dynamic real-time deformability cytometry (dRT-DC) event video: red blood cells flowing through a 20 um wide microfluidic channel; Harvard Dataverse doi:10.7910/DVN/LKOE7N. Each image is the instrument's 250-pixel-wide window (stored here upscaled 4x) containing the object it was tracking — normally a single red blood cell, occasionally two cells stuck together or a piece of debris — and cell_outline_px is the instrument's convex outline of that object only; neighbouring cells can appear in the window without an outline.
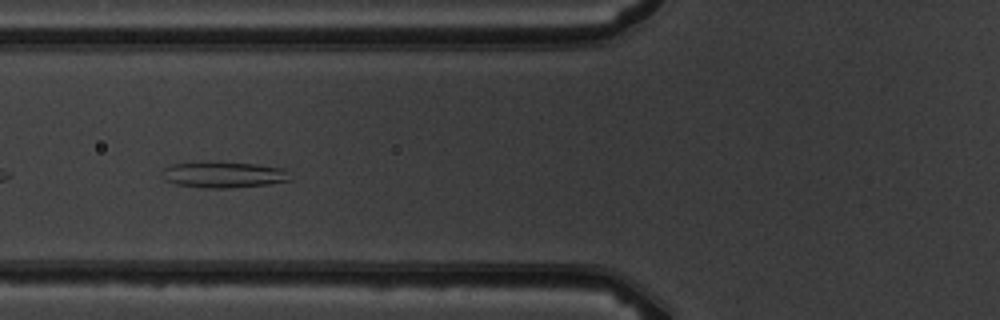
{"species": "common noctule bat (a hibernating species)", "species_latin": "Nyctalus noctula", "temperature_condition": "warm", "stored_images_in_passage": 5, "camera_frame_rate_fps": 3000, "um_per_image_px": 0.085, "animal": {"sex": "male", "body_mass_g": 19.5, "forearm_length_mm": 54.6}, "frame": {"image": 1, "passage_image": 5, "time_ms": 5.333, "image_size_px": [1000, 320], "cell_outline_px": [[292, 180], [268, 184], [228, 188], [204, 188], [176, 184], [164, 180], [160, 172], [164, 168], [172, 164], [208, 160], [256, 164], [284, 168]], "centroid_in_image_um": [18.95, 14.82], "position_along_channel_um": 106.8, "area_um2": 19.94}}